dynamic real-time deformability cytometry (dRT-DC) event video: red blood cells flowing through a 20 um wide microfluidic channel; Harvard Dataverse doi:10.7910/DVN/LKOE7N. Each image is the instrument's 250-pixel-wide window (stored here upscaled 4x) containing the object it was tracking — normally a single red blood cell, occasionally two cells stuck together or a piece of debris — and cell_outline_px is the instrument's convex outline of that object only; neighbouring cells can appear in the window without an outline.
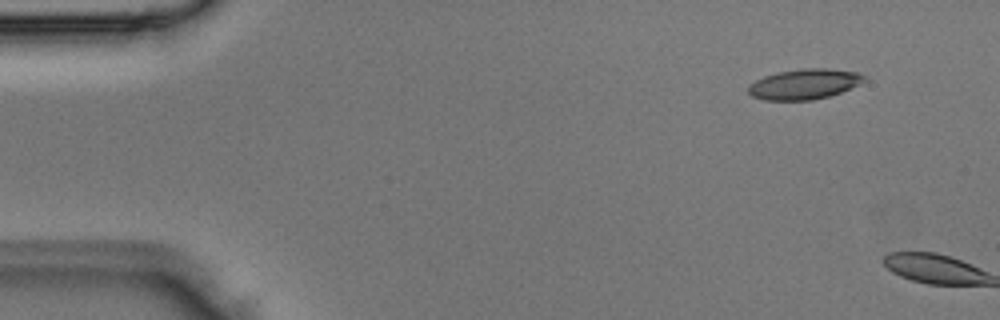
{"species": "Egyptian fruit bat (a non-hibernating species)", "species_latin": "Rousettus aegyptiacus", "temperature_condition": "room temperature", "stored_images_in_passage": 2, "camera_frame_rate_fps": 3000, "um_per_image_px": 0.085, "animal": {"sex": "male"}, "frame": {"image": 1, "passage_image": 1, "time_ms": 0.0, "image_size_px": [1000, 320], "cell_outline_px": [[868, 80], [840, 92], [828, 96], [812, 100], [764, 100], [752, 96], [748, 92], [748, 84], [764, 76], [776, 72], [804, 68], [828, 68], [856, 72], [864, 76]], "centroid_in_image_um": [68.34, 7.14], "position_along_channel_um": 16.7, "area_um2": 20.46}}